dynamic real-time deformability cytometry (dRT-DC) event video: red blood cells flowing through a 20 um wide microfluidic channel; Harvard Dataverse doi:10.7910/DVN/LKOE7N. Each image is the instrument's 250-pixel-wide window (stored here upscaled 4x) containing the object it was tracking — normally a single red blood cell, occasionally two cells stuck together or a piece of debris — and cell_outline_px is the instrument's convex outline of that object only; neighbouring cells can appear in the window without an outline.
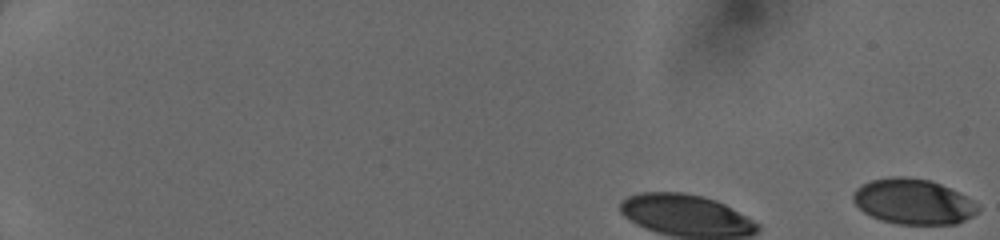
{"species": "human", "species_latin": "Homo sapiens", "temperature_condition": "cold", "stored_images_in_passage": 7, "camera_frame_rate_fps": 3000, "um_per_image_px": 0.085, "donor": {"sex": "female"}, "frame": {"image": 1, "passage_image": 1, "time_ms": 0.0, "image_size_px": [1000, 240], "cell_outline_px": [[980, 208], [972, 216], [956, 224], [900, 224], [880, 220], [864, 212], [852, 200], [852, 192], [860, 184], [872, 180], [888, 176], [904, 176], [932, 180], [960, 192], [980, 204]], "centroid_in_image_um": [77.63, 17.12], "position_along_channel_um": 7.4, "area_um2": 33.41}}